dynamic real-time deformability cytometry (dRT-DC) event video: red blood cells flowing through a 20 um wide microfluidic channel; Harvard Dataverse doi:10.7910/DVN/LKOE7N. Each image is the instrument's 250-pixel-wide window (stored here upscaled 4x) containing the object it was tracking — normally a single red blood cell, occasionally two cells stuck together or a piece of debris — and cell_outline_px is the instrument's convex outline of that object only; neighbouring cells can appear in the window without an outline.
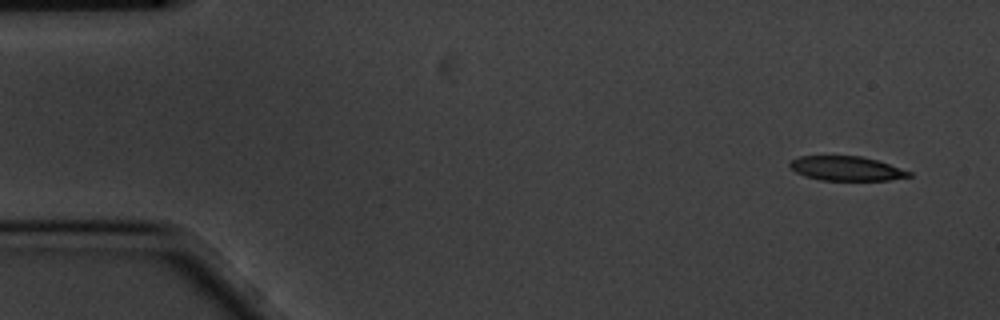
{"species": "common noctule bat (a hibernating species)", "species_latin": "Nyctalus noctula", "temperature_condition": "cold", "stored_images_in_passage": 6, "camera_frame_rate_fps": 3000, "um_per_image_px": 0.085, "animal": {"sex": "male", "body_mass_g": 20.1, "forearm_length_mm": 53.5}, "frame": {"image": 1, "passage_image": 1, "time_ms": 0.0, "image_size_px": [1000, 320], "cell_outline_px": [[912, 176], [888, 180], [820, 180], [804, 176], [796, 172], [788, 164], [792, 160], [800, 156], [860, 156], [876, 160], [912, 172]], "centroid_in_image_um": [71.93, 14.32], "position_along_channel_um": 13.1, "area_um2": 16.76}}